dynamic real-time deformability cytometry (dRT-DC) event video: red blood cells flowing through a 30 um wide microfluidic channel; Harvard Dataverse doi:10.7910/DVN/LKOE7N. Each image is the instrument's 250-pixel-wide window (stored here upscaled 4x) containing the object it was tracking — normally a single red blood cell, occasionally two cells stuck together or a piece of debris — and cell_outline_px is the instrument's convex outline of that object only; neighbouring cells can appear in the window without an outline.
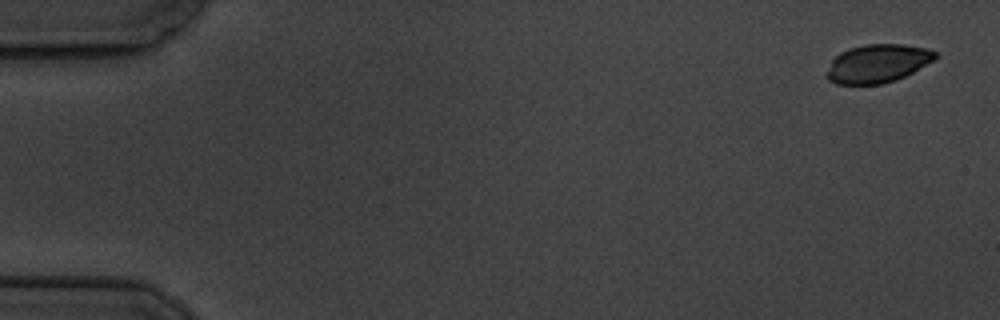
{"species": "common noctule bat (a hibernating species)", "species_latin": "Nyctalus noctula", "temperature_condition": "cold", "stored_images_in_passage": 4, "segment_of_instrument_passage": [2, 2], "camera_frame_rate_fps": 3000, "um_per_image_px": 0.085, "animal": {"sex": "male", "body_mass_g": 19.5, "forearm_length_mm": 54.6}, "frame": {"image": 1, "passage_image": 4, "time_ms": 4.667, "image_size_px": [1000, 320], "cell_outline_px": [[936, 56], [932, 60], [912, 72], [896, 80], [884, 84], [836, 84], [828, 80], [828, 72], [832, 60], [840, 52], [848, 48], [864, 44], [900, 44], [924, 48], [936, 52]], "centroid_in_image_um": [74.56, 5.4], "position_along_channel_um": 10.4, "area_um2": 23.87}}